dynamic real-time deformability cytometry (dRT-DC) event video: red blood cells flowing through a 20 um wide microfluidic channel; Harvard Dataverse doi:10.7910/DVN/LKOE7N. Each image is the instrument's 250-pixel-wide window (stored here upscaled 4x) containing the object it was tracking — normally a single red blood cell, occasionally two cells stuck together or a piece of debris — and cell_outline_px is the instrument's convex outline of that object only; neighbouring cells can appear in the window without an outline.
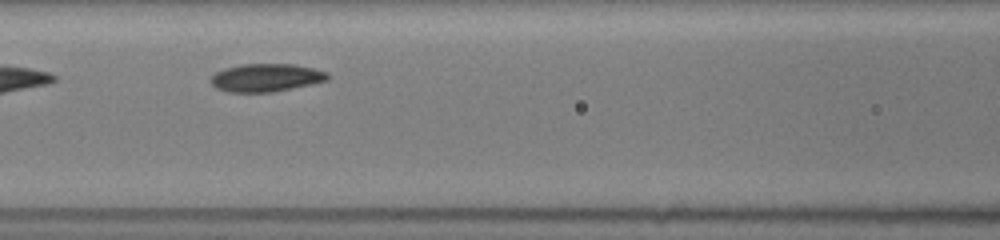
{"species": "common noctule bat (a hibernating species)", "species_latin": "Nyctalus noctula", "temperature_condition": "room temperature", "stored_images_in_passage": 16, "camera_frame_rate_fps": 3000, "um_per_image_px": 0.085, "animal": {"sex": "female", "body_mass_g": 19.5, "forearm_length_mm": 54.1}, "frame": {"image": 1, "passage_image": 6, "time_ms": 2.333, "image_size_px": [1000, 240], "cell_outline_px": [[328, 80], [312, 84], [272, 92], [228, 92], [216, 88], [212, 84], [212, 76], [216, 72], [224, 68], [240, 64], [296, 64], [328, 72]], "centroid_in_image_um": [22.62, 6.6], "position_along_channel_um": 144.0, "area_um2": 19.02}}